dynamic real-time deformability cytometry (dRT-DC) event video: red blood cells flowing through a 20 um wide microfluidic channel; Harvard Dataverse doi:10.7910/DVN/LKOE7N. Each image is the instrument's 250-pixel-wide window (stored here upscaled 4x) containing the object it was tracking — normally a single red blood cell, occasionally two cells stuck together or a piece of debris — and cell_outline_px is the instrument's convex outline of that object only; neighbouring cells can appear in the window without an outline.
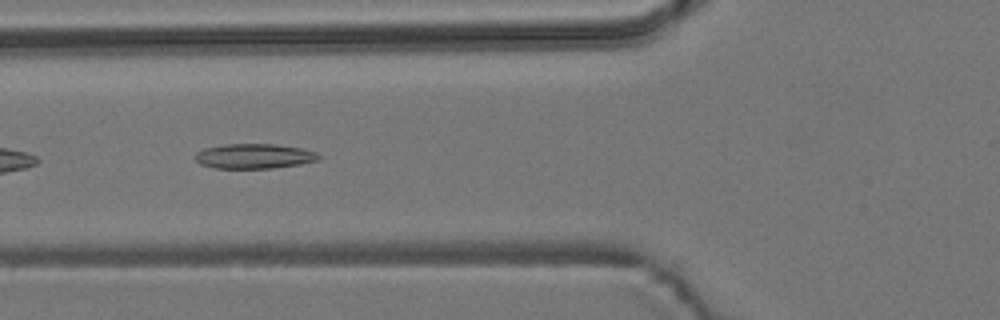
{"species": "common noctule bat (a hibernating species)", "species_latin": "Nyctalus noctula", "temperature_condition": "room temperature", "stored_images_in_passage": 8, "camera_frame_rate_fps": 3000, "um_per_image_px": 0.085, "animal": {"sex": "male", "body_mass_g": 19.2, "forearm_length_mm": 51.8}, "frame": {"image": 1, "passage_image": 5, "time_ms": 1.333, "image_size_px": [1000, 320], "cell_outline_px": [[320, 156], [316, 160], [300, 164], [272, 168], [216, 168], [200, 164], [196, 160], [196, 152], [204, 148], [224, 144], [276, 144], [300, 148], [316, 152]], "centroid_in_image_um": [21.58, 13.27], "position_along_channel_um": 104.2, "area_um2": 17.74}}
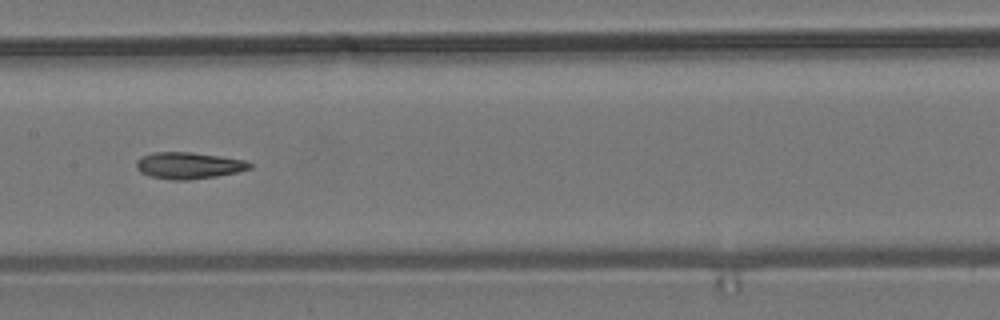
{"frame": {"image": 2, "passage_image": 7, "time_ms": 2.0, "image_size_px": [1000, 320], "cell_outline_px": [[252, 168], [236, 172], [216, 176], [188, 180], [172, 180], [152, 176], [140, 172], [136, 168], [136, 160], [140, 156], [152, 152], [192, 152], [220, 156], [244, 160], [252, 164]], "centroid_in_image_um": [16.0, 14.06], "position_along_channel_um": 191.4, "area_um2": 17.57}}
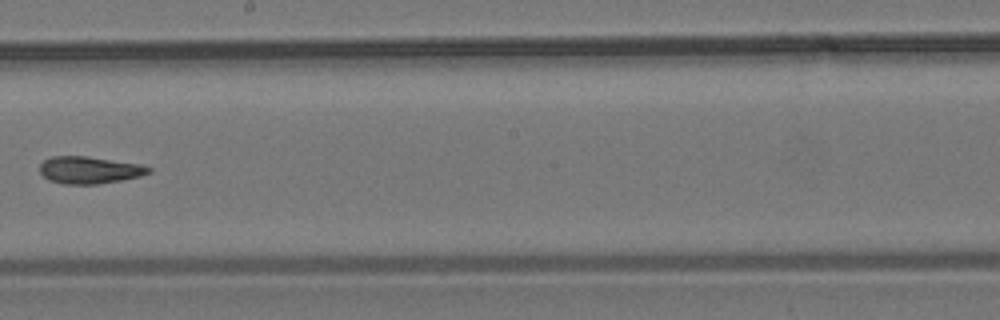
{"frame": {"image": 3, "passage_image": 8, "time_ms": 2.333, "image_size_px": [1000, 320], "cell_outline_px": [[152, 172], [140, 176], [100, 184], [64, 184], [48, 180], [40, 172], [40, 164], [44, 160], [52, 156], [88, 156], [140, 164], [152, 168]], "centroid_in_image_um": [7.6, 14.45], "position_along_channel_um": 240.6, "area_um2": 17.28}}